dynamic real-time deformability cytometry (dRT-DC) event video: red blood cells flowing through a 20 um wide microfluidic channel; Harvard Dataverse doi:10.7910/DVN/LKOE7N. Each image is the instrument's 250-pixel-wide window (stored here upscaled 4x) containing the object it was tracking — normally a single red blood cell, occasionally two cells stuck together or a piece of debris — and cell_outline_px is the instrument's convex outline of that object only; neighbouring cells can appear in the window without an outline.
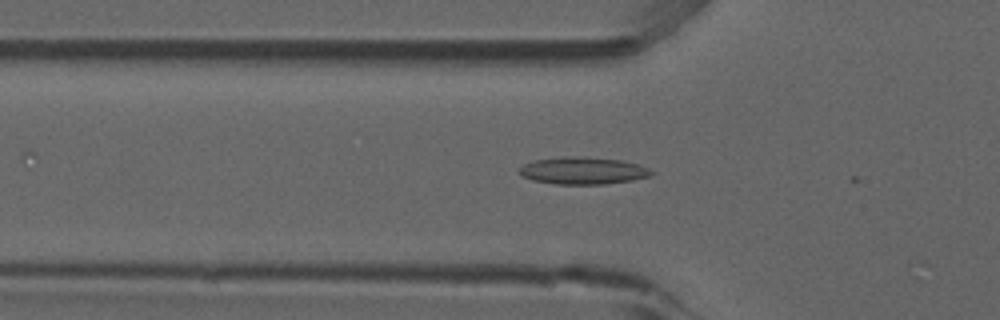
{"species": "common noctule bat (a hibernating species)", "species_latin": "Nyctalus noctula", "temperature_condition": "room temperature", "stored_images_in_passage": 7, "camera_frame_rate_fps": 3000, "um_per_image_px": 0.085, "animal": {"sex": "male", "forearm_length_mm": 52.5}, "frame": {"image": 1, "passage_image": 6, "time_ms": 1.667, "image_size_px": [1000, 320], "cell_outline_px": [[652, 172], [648, 176], [632, 180], [604, 184], [556, 184], [532, 180], [516, 172], [524, 164], [536, 160], [620, 160], [636, 164], [648, 168]], "centroid_in_image_um": [49.54, 14.58], "position_along_channel_um": 76.3, "area_um2": 19.25}}